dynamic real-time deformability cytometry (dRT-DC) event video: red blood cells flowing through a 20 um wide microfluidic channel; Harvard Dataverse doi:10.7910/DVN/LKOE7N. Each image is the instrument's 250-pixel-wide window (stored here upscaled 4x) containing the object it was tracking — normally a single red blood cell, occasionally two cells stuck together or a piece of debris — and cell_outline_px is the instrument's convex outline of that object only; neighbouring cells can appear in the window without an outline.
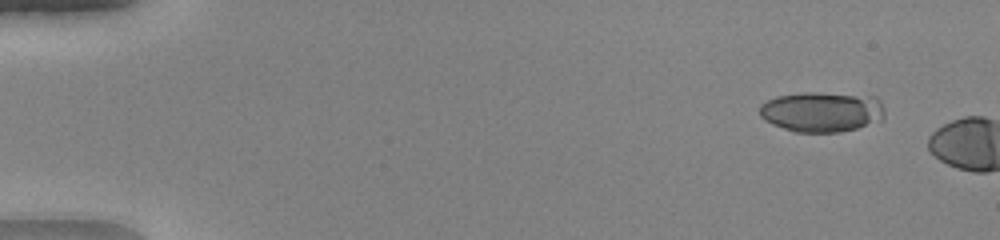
{"species": "human", "species_latin": "Homo sapiens", "temperature_condition": "warm", "stored_images_in_passage": 8, "camera_frame_rate_fps": 3000, "um_per_image_px": 0.085, "donor": {"sex": "female"}, "frame": {"image": 1, "passage_image": 5, "time_ms": 1.333, "image_size_px": [1000, 240], "cell_outline_px": [[884, 116], [856, 128], [840, 132], [796, 132], [772, 124], [764, 120], [760, 116], [760, 104], [776, 96], [804, 92], [816, 92], [876, 96], [880, 100], [884, 108]], "centroid_in_image_um": [69.82, 9.48], "position_along_channel_um": 15.2, "area_um2": 29.19}}